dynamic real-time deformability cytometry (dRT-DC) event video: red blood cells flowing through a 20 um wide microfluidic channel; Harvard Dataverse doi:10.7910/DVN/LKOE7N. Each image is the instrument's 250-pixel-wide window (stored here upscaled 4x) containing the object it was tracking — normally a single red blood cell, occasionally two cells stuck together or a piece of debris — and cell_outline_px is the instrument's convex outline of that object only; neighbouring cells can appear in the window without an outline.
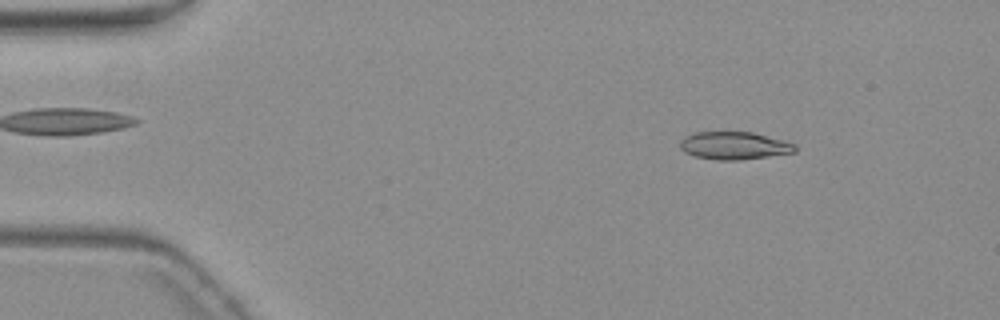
{"species": "common noctule bat (a hibernating species)", "species_latin": "Nyctalus noctula", "temperature_condition": "warm", "stored_images_in_passage": 4, "camera_frame_rate_fps": 3000, "um_per_image_px": 0.085, "animal": {"sex": "female", "body_mass_g": 19.3, "forearm_length_mm": 54.1}, "frame": {"image": 1, "passage_image": 2, "time_ms": 1.333, "image_size_px": [1000, 320], "cell_outline_px": [[796, 152], [740, 160], [716, 160], [696, 156], [684, 152], [680, 148], [680, 140], [684, 136], [696, 132], [752, 132], [784, 140], [796, 144]], "centroid_in_image_um": [62.4, 12.37], "position_along_channel_um": 22.6, "area_um2": 18.61}}
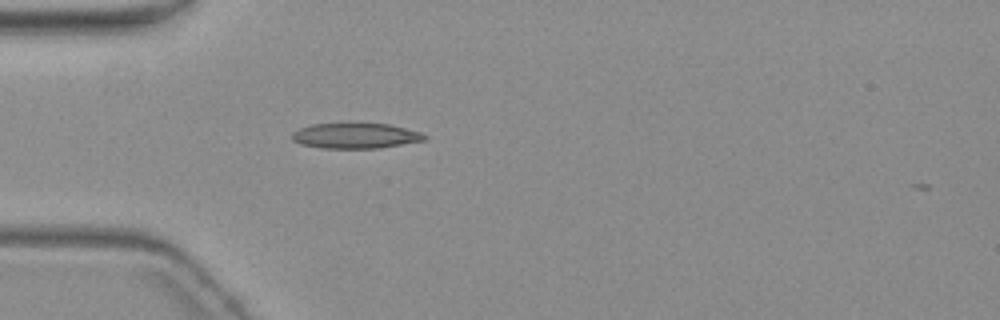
{"frame": {"image": 2, "passage_image": 4, "time_ms": 4.333, "image_size_px": [1000, 320], "cell_outline_px": [[428, 140], [380, 148], [320, 148], [300, 144], [292, 140], [292, 132], [300, 128], [312, 124], [348, 120], [388, 124], [424, 132], [428, 136]], "centroid_in_image_um": [30.24, 11.49], "position_along_channel_um": 54.8, "area_um2": 20.81}}